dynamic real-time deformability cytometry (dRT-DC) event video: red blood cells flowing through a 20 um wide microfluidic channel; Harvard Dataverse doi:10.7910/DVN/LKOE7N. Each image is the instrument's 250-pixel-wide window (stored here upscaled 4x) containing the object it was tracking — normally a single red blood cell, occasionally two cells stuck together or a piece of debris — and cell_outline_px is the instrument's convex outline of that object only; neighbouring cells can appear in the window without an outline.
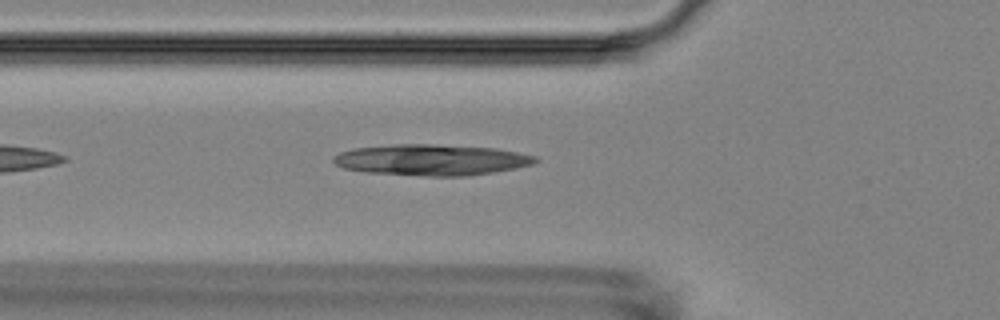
{"species": "Egyptian fruit bat (a non-hibernating species)", "species_latin": "Rousettus aegyptiacus", "temperature_condition": "room temperature", "stored_images_in_passage": 3, "camera_frame_rate_fps": 3000, "um_per_image_px": 0.085, "animal": {"sex": "female"}, "frame": {"image": 1, "passage_image": 3, "time_ms": 2.333, "image_size_px": [1000, 320], "cell_outline_px": [[540, 160], [532, 164], [516, 168], [492, 172], [464, 176], [428, 176], [364, 172], [344, 168], [336, 164], [332, 160], [332, 156], [340, 152], [352, 148], [396, 144], [432, 144], [496, 148], [536, 156]], "centroid_in_image_um": [36.64, 13.58], "position_along_channel_um": 89.2, "area_um2": 36.53}}